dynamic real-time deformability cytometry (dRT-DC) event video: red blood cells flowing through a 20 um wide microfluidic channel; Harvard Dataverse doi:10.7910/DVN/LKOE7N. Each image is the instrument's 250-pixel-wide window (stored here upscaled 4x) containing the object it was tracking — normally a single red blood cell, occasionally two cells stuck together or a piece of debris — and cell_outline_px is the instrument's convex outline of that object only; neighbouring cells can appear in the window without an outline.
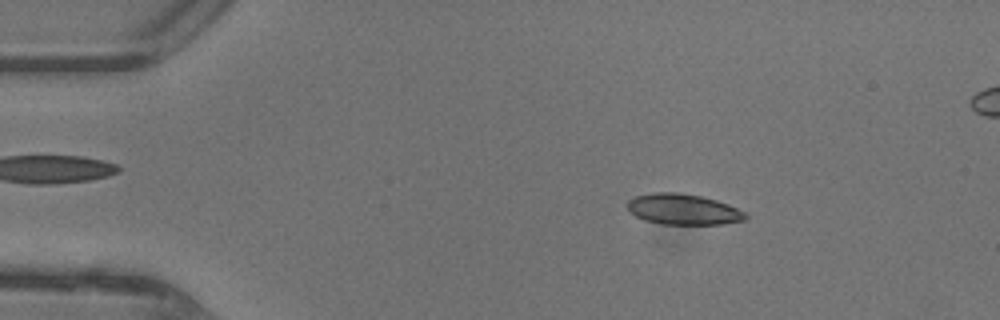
{"species": "common noctule bat (a hibernating species)", "species_latin": "Nyctalus noctula", "temperature_condition": "warm", "stored_images_in_passage": 46, "camera_frame_rate_fps": 3000, "um_per_image_px": 0.085, "animal": {"sex": "female"}, "frame": {"image": 1, "passage_image": 7, "time_ms": 2.0, "image_size_px": [1000, 320], "cell_outline_px": [[748, 216], [744, 220], [724, 224], [660, 224], [644, 220], [636, 216], [628, 208], [628, 200], [636, 196], [652, 192], [676, 192], [700, 196], [716, 200], [728, 204], [744, 212]], "centroid_in_image_um": [58.07, 17.79], "position_along_channel_um": 26.9, "area_um2": 21.04}}
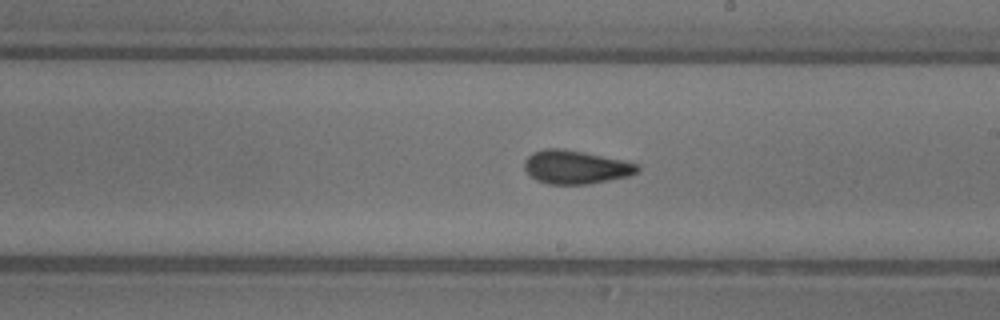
{"frame": {"image": 2, "passage_image": 26, "time_ms": 8.333, "image_size_px": [1000, 320], "cell_outline_px": [[640, 168], [636, 172], [628, 176], [588, 184], [548, 184], [536, 180], [524, 168], [524, 160], [532, 152], [544, 148], [560, 148], [584, 152], [624, 160], [640, 164]], "centroid_in_image_um": [48.93, 14.19], "position_along_channel_um": 240.1, "area_um2": 22.08}}
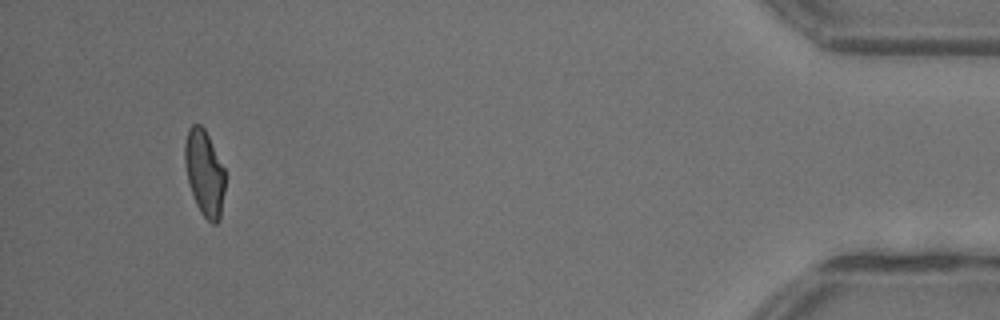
{"frame": {"image": 3, "passage_image": 43, "time_ms": 14.0, "image_size_px": [1000, 320], "cell_outline_px": [[224, 192], [220, 220], [216, 224], [212, 224], [200, 212], [196, 204], [188, 184], [184, 164], [184, 144], [188, 128], [192, 124], [200, 124], [204, 128], [224, 168]], "centroid_in_image_um": [17.35, 14.71], "position_along_channel_um": 417.8, "area_um2": 20.23}}